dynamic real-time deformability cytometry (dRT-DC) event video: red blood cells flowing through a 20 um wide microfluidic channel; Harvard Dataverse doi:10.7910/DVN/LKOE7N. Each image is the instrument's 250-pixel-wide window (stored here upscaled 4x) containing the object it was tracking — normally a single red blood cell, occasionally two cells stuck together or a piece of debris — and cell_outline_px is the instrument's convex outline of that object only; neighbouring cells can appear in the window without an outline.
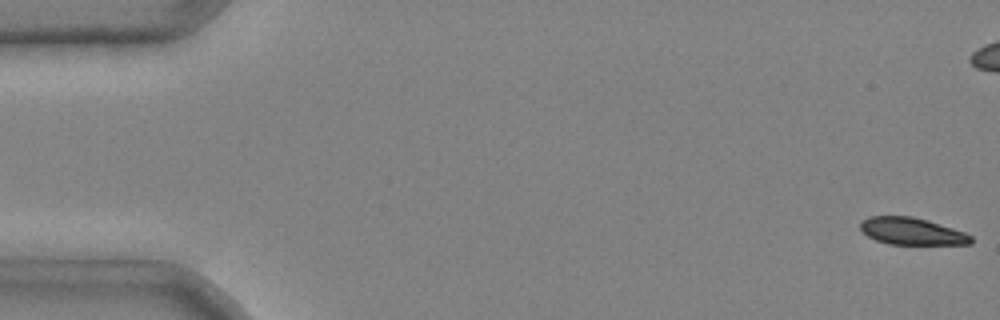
{"species": "common noctule bat (a hibernating species)", "species_latin": "Nyctalus noctula", "temperature_condition": "cold", "stored_images_in_passage": 6, "camera_frame_rate_fps": 3000, "um_per_image_px": 0.085, "animal": {"sex": "male", "body_mass_g": 20.4}, "frame": {"image": 1, "passage_image": 1, "time_ms": 0.0, "image_size_px": [1000, 320], "cell_outline_px": [[972, 244], [888, 244], [876, 240], [868, 236], [860, 228], [860, 220], [868, 216], [912, 216], [928, 220], [964, 232], [972, 236]], "centroid_in_image_um": [77.48, 19.65], "position_along_channel_um": 7.5, "area_um2": 17.46}}
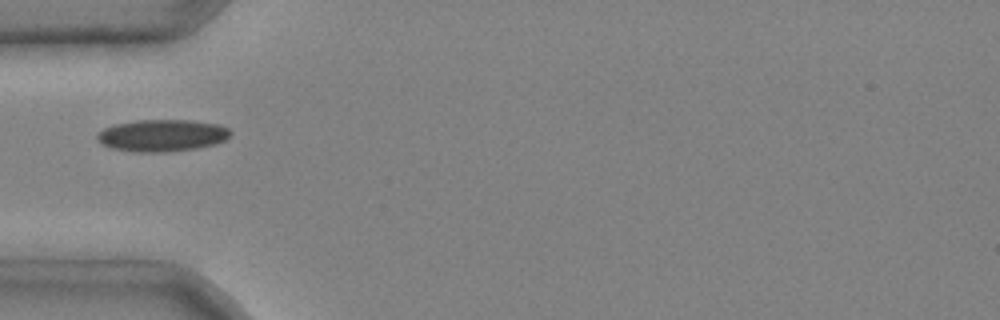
{"frame": {"image": 2, "passage_image": 5, "time_ms": 1.333, "image_size_px": [1000, 320], "cell_outline_px": [[232, 132], [224, 140], [212, 144], [196, 148], [164, 152], [132, 152], [112, 148], [100, 144], [96, 140], [96, 136], [104, 128], [116, 124], [140, 120], [188, 120], [216, 124], [228, 128]], "centroid_in_image_um": [13.73, 11.52], "position_along_channel_um": 71.3, "area_um2": 24.62}}